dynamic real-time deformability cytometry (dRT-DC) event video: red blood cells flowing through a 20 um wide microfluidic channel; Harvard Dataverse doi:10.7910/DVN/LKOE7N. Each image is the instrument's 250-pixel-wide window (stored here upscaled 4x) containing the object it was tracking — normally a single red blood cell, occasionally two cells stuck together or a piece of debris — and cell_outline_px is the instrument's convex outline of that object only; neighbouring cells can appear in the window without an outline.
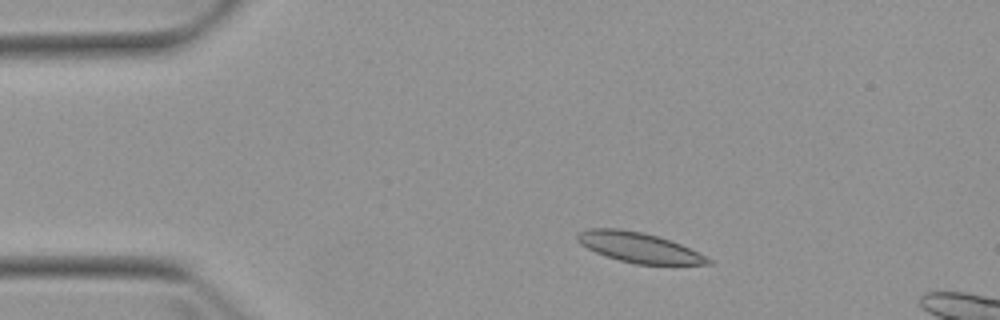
{"species": "Egyptian fruit bat (a non-hibernating species)", "species_latin": "Rousettus aegyptiacus", "temperature_condition": "warm", "stored_images_in_passage": 3, "camera_frame_rate_fps": 3000, "um_per_image_px": 0.085, "animal": {"sex": "female"}, "frame": {"image": 1, "passage_image": 1, "time_ms": 0.0, "image_size_px": [1000, 320], "cell_outline_px": [[712, 264], [636, 264], [620, 260], [596, 252], [580, 244], [576, 240], [576, 232], [588, 228], [620, 228], [644, 232], [660, 236], [680, 244], [712, 260]], "centroid_in_image_um": [54.24, 21.0], "position_along_channel_um": 30.8, "area_um2": 22.77}}